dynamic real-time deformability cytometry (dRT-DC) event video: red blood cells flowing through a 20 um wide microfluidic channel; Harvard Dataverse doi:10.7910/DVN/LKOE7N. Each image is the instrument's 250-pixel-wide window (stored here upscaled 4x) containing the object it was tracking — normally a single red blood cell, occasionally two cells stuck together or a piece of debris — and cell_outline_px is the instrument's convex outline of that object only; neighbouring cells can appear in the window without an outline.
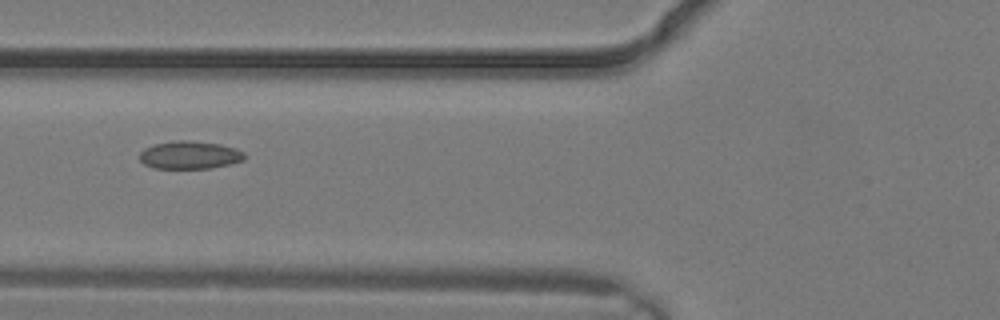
{"species": "common noctule bat (a hibernating species)", "species_latin": "Nyctalus noctula", "temperature_condition": "warm", "stored_images_in_passage": 4, "camera_frame_rate_fps": 3000, "um_per_image_px": 0.085, "animal": {"sex": "male", "body_mass_g": 19.2, "forearm_length_mm": 51.8}, "frame": {"image": 1, "passage_image": 4, "time_ms": 1.0, "image_size_px": [1000, 320], "cell_outline_px": [[244, 160], [212, 168], [152, 168], [144, 164], [140, 160], [140, 152], [144, 148], [156, 144], [176, 140], [188, 140], [220, 144], [236, 148], [244, 152]], "centroid_in_image_um": [16.12, 13.17], "position_along_channel_um": 109.7, "area_um2": 16.99}}